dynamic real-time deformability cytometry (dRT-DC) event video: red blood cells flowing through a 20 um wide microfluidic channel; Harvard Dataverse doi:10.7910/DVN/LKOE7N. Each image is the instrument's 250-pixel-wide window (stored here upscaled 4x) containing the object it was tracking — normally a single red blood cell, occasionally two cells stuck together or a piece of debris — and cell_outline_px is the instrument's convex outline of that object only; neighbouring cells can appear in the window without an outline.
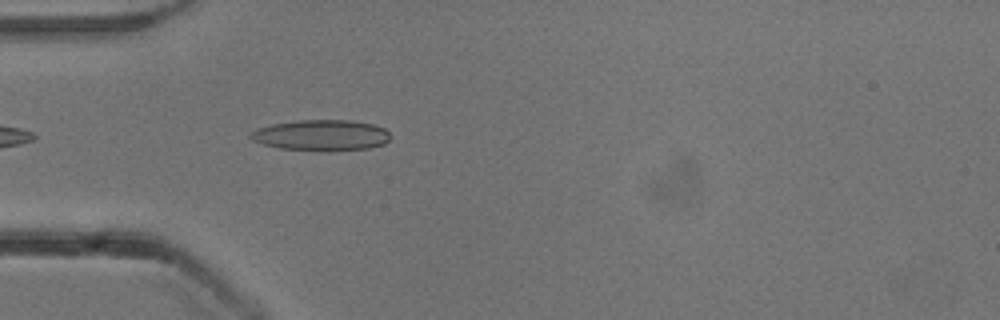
{"species": "common noctule bat (a hibernating species)", "species_latin": "Nyctalus noctula", "temperature_condition": "cold", "stored_images_in_passage": 40, "camera_frame_rate_fps": 3000, "um_per_image_px": 0.085, "animal": {"sex": "male", "body_mass_g": 13.3}, "frame": {"image": 1, "passage_image": 3, "time_ms": 0.667, "image_size_px": [1000, 320], "cell_outline_px": [[392, 136], [384, 144], [368, 148], [332, 152], [320, 152], [280, 148], [264, 144], [252, 140], [248, 136], [256, 128], [272, 124], [296, 120], [352, 120], [372, 124], [384, 128]], "centroid_in_image_um": [27.32, 11.51], "position_along_channel_um": 57.7, "area_um2": 25.61}}
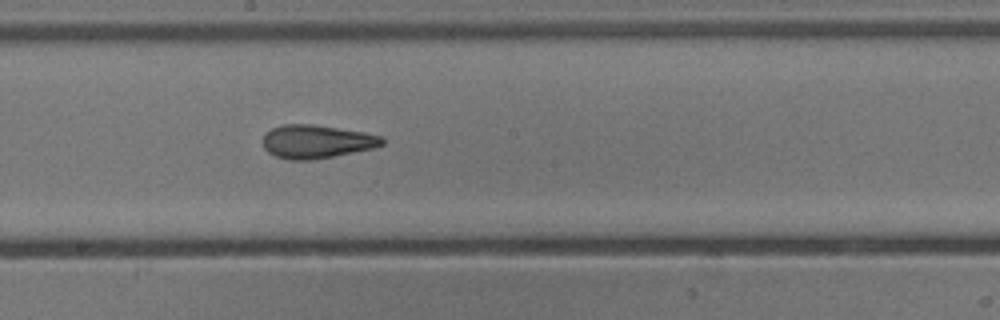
{"frame": {"image": 2, "passage_image": 16, "time_ms": 5.0, "image_size_px": [1000, 320], "cell_outline_px": [[384, 144], [372, 148], [332, 156], [308, 160], [292, 160], [276, 156], [268, 152], [264, 148], [264, 136], [272, 128], [284, 124], [312, 124], [364, 132], [384, 136]], "centroid_in_image_um": [26.92, 12.02], "position_along_channel_um": 221.3, "area_um2": 22.89}}
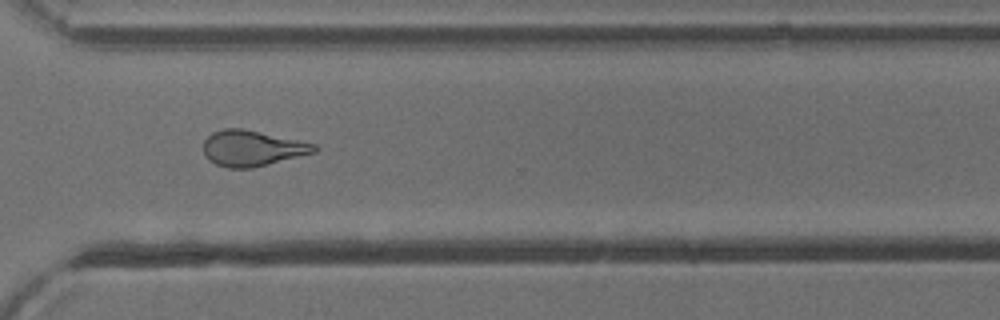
{"frame": {"image": 3, "passage_image": 26, "time_ms": 8.333, "image_size_px": [1000, 320], "cell_outline_px": [[320, 148], [316, 152], [252, 168], [228, 168], [216, 164], [208, 160], [204, 156], [204, 140], [212, 132], [224, 128], [244, 128], [300, 140], [316, 144]], "centroid_in_image_um": [21.44, 12.59], "position_along_channel_um": 349.2, "area_um2": 23.29}, "authors_computed_cell_mechanics": {"area_um2": 23.0911, "velocity_mm_per_s": 3.8415, "shape_relaxation_time_tau1_ms": 11.2261, "shape_relaxation_time_tau2_ms": 2.1153, "deformation_change_tau1": 0.2712, "deformation_change_tau2": 0.0995}}